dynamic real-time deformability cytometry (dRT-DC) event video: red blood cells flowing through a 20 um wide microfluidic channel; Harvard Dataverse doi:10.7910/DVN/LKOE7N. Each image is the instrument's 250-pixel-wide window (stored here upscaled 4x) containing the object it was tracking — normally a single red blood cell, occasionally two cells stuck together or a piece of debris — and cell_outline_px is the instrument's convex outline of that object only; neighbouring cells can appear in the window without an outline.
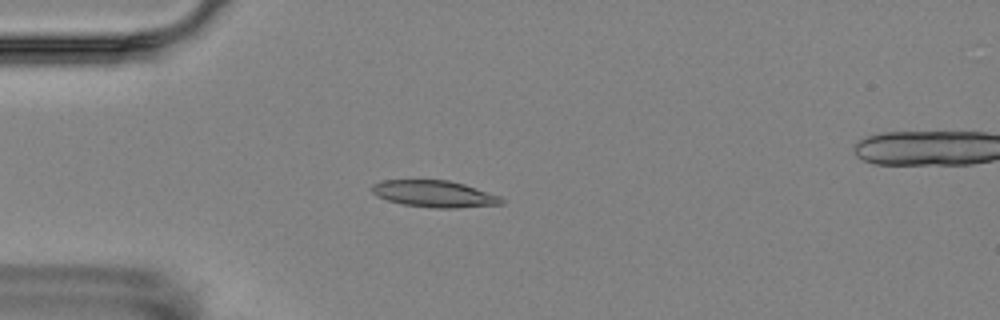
{"species": "Egyptian fruit bat (a non-hibernating species)", "species_latin": "Rousettus aegyptiacus", "temperature_condition": "room temperature", "stored_images_in_passage": 17, "segment_of_instrument_passage": [1, 2], "camera_frame_rate_fps": 3000, "um_per_image_px": 0.085, "animal": {"sex": "female"}, "frame": {"image": 1, "passage_image": 5, "time_ms": 4.667, "image_size_px": [1000, 320], "cell_outline_px": [[504, 204], [456, 208], [436, 208], [404, 204], [388, 200], [376, 196], [372, 192], [372, 184], [384, 180], [448, 180], [464, 184], [500, 196], [504, 200]], "centroid_in_image_um": [36.93, 16.48], "position_along_channel_um": 48.1, "area_um2": 20.06}}
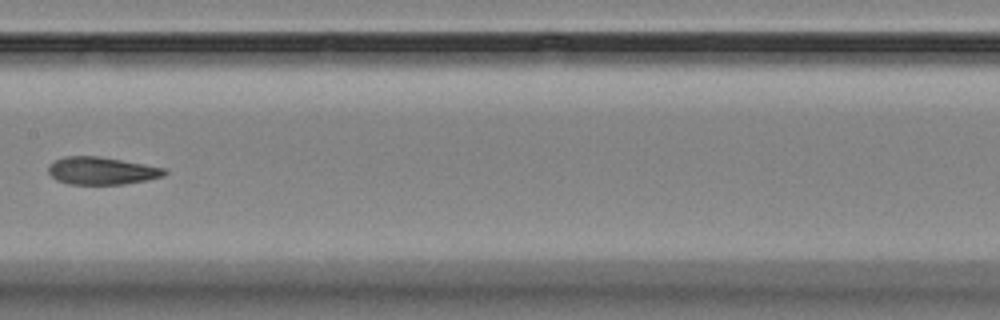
{"frame": {"image": 2, "passage_image": 9, "time_ms": 9.333, "image_size_px": [1000, 320], "cell_outline_px": [[168, 172], [164, 176], [148, 180], [124, 184], [68, 184], [56, 180], [48, 172], [48, 164], [64, 156], [96, 156], [144, 164], [164, 168]], "centroid_in_image_um": [8.63, 14.52], "position_along_channel_um": 198.8, "area_um2": 18.61}}
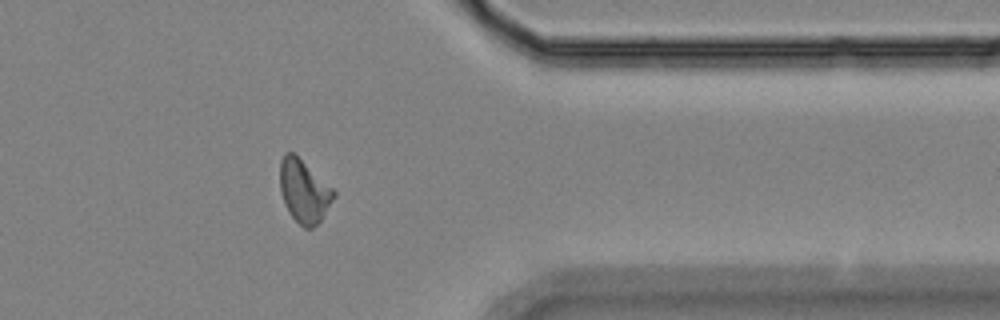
{"frame": {"image": 3, "passage_image": 14, "time_ms": 15.0, "image_size_px": [1000, 320], "cell_outline_px": [[336, 196], [320, 220], [312, 228], [304, 228], [292, 216], [280, 192], [280, 160], [284, 152], [292, 152], [332, 188], [336, 192]], "centroid_in_image_um": [25.83, 16.24], "position_along_channel_um": 385.6, "area_um2": 19.19}}